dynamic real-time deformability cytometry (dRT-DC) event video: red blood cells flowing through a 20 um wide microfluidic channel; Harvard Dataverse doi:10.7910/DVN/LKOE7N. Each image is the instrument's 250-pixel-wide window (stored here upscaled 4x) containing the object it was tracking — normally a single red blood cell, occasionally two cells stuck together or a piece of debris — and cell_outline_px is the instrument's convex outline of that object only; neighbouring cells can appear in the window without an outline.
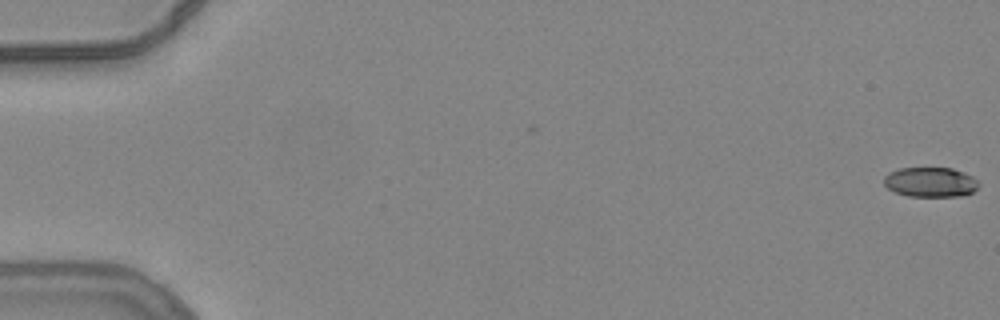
{"species": "common noctule bat (a hibernating species)", "species_latin": "Nyctalus noctula", "temperature_condition": "warm", "stored_images_in_passage": 13, "camera_frame_rate_fps": 3000, "um_per_image_px": 0.085, "animal": {"sex": "female", "body_mass_g": 24.6, "forearm_length_mm": 56.2}, "frame": {"image": 1, "passage_image": 1, "time_ms": 0.0, "image_size_px": [1000, 320], "cell_outline_px": [[980, 184], [972, 192], [960, 196], [908, 196], [896, 192], [888, 188], [884, 184], [884, 176], [888, 172], [900, 168], [952, 168], [964, 172], [972, 176]], "centroid_in_image_um": [79.08, 15.47], "position_along_channel_um": 5.9, "area_um2": 16.42}}